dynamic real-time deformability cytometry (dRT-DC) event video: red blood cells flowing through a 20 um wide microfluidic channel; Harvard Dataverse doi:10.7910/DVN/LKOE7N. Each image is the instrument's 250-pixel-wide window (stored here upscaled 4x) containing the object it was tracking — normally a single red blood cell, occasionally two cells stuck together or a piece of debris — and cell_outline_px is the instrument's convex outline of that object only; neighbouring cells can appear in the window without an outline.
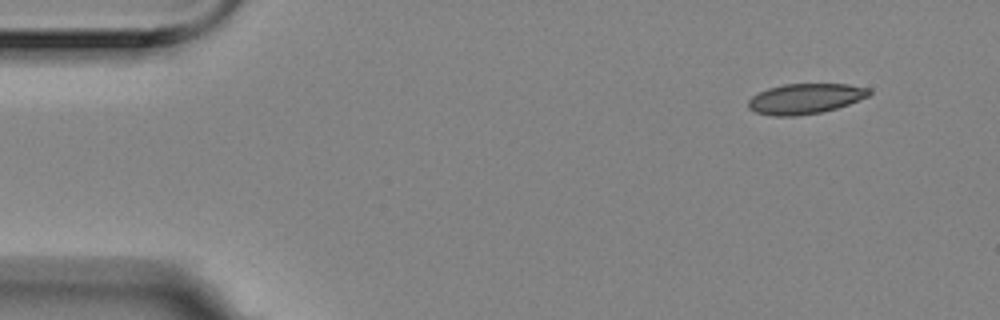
{"species": "Egyptian fruit bat (a non-hibernating species)", "species_latin": "Rousettus aegyptiacus", "temperature_condition": "room temperature", "stored_images_in_passage": 4, "camera_frame_rate_fps": 3000, "um_per_image_px": 0.085, "animal": {"sex": "female"}, "frame": {"image": 1, "passage_image": 1, "time_ms": 0.0, "image_size_px": [1000, 320], "cell_outline_px": [[872, 92], [868, 96], [848, 104], [836, 108], [820, 112], [796, 116], [772, 116], [756, 112], [748, 108], [748, 100], [752, 96], [768, 88], [784, 84], [848, 84], [868, 88]], "centroid_in_image_um": [68.42, 8.39], "position_along_channel_um": 16.6, "area_um2": 21.21}}
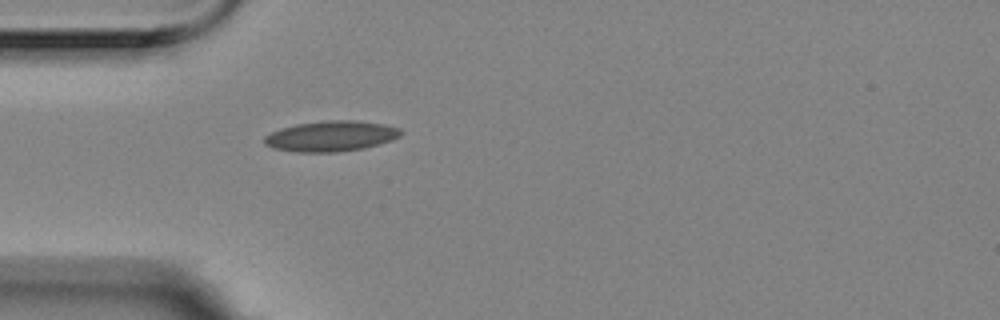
{"frame": {"image": 2, "passage_image": 4, "time_ms": 1.0, "image_size_px": [1000, 320], "cell_outline_px": [[404, 132], [400, 136], [392, 140], [364, 148], [336, 152], [296, 152], [272, 148], [264, 144], [264, 136], [280, 128], [296, 124], [324, 120], [360, 120], [384, 124], [400, 128]], "centroid_in_image_um": [28.14, 11.56], "position_along_channel_um": 56.9, "area_um2": 24.51}}